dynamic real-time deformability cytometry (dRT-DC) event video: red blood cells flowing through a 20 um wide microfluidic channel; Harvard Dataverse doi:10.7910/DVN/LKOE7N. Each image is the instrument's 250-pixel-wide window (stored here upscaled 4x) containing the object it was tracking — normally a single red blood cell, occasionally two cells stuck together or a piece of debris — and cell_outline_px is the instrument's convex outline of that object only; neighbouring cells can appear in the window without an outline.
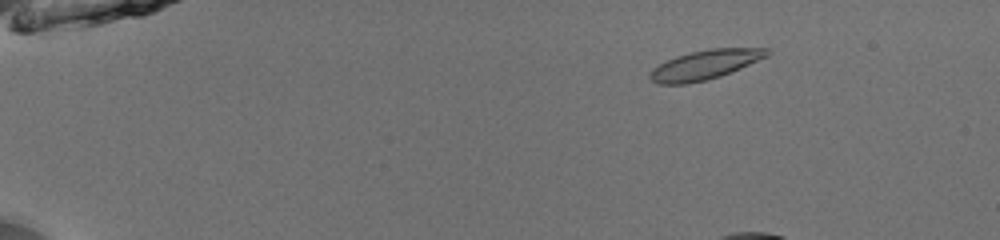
{"species": "common noctule bat (a hibernating species)", "species_latin": "Nyctalus noctula", "temperature_condition": "room temperature", "stored_images_in_passage": 17, "camera_frame_rate_fps": 3000, "um_per_image_px": 0.085, "animal": {"sex": "male", "body_mass_g": 13.0, "forearm_length_mm": 53.1}, "frame": {"image": 1, "passage_image": 7, "time_ms": 2.0, "image_size_px": [1000, 240], "cell_outline_px": [[772, 52], [768, 56], [740, 68], [720, 76], [708, 80], [688, 84], [656, 84], [648, 76], [652, 68], [676, 56], [692, 52], [712, 48], [768, 48]], "centroid_in_image_um": [59.92, 5.51], "position_along_channel_um": 25.1, "area_um2": 20.0}}